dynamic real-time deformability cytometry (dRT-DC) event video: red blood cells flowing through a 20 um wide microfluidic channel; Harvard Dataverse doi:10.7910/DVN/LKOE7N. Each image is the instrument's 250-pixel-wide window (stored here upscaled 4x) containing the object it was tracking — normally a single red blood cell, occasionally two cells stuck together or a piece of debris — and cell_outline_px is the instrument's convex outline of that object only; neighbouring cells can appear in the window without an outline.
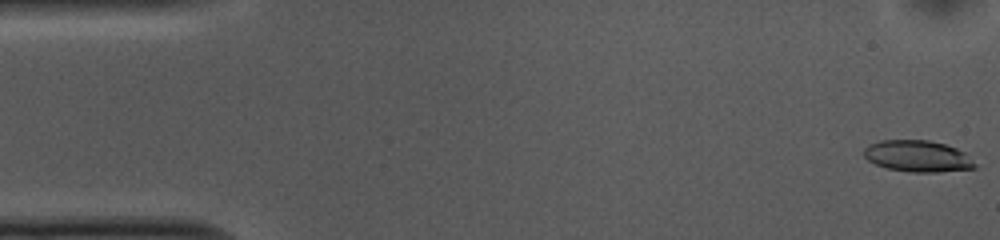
{"species": "common noctule bat (a hibernating species)", "species_latin": "Nyctalus noctula", "temperature_condition": "cold", "stored_images_in_passage": 53, "camera_frame_rate_fps": 3000, "um_per_image_px": 0.085, "animal": {"sex": "female", "body_mass_g": 10.0, "forearm_length_mm": 53.1}, "frame": {"image": 1, "passage_image": 1, "time_ms": 0.0, "image_size_px": [1000, 240], "cell_outline_px": [[976, 168], [936, 172], [912, 172], [888, 168], [876, 164], [868, 160], [864, 156], [864, 148], [868, 144], [880, 140], [928, 140], [944, 144], [956, 148], [964, 152], [976, 164]], "centroid_in_image_um": [77.98, 13.27], "position_along_channel_um": 7.0, "area_um2": 20.23}}
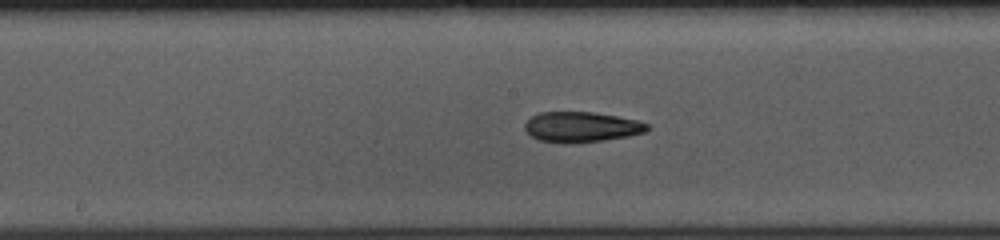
{"frame": {"image": 2, "passage_image": 26, "time_ms": 8.333, "image_size_px": [1000, 240], "cell_outline_px": [[648, 128], [644, 132], [628, 136], [604, 140], [540, 140], [532, 136], [524, 128], [524, 124], [532, 116], [540, 112], [592, 112], [616, 116], [636, 120], [648, 124]], "centroid_in_image_um": [49.44, 10.74], "position_along_channel_um": 198.8, "area_um2": 20.52}}
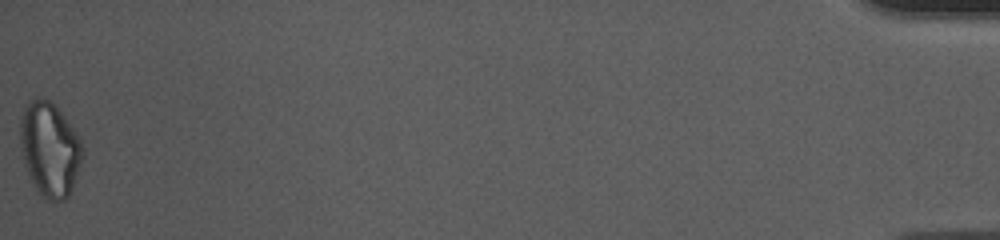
{"frame": {"image": 3, "passage_image": 53, "time_ms": 17.333, "image_size_px": [1000, 240], "cell_outline_px": [[84, 156], [72, 188], [68, 196], [64, 200], [48, 200], [36, 188], [28, 172], [24, 160], [20, 144], [20, 120], [24, 108], [36, 96], [48, 100], [60, 112], [80, 136], [84, 148]], "centroid_in_image_um": [4.26, 12.67], "position_along_channel_um": 430.9, "area_um2": 33.87}, "authors_computed_cell_mechanics": {"area_um2": 22.1374, "velocity_mm_per_s": 3.7233, "shape_relaxation_time_tau1_ms": null, "shape_relaxation_time_tau2_ms": 5.8938, "deformation_change_tau1": null, "deformation_change_tau2": 0.1605}}